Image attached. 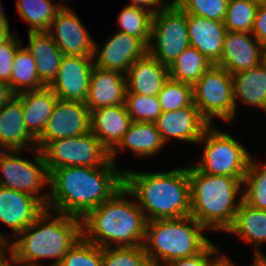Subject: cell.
<instances>
[{
	"instance_id": "cell-1",
	"label": "cell",
	"mask_w": 266,
	"mask_h": 266,
	"mask_svg": "<svg viewBox=\"0 0 266 266\" xmlns=\"http://www.w3.org/2000/svg\"><path fill=\"white\" fill-rule=\"evenodd\" d=\"M46 209L83 218L124 186V169L111 160L98 167H59L50 172Z\"/></svg>"
},
{
	"instance_id": "cell-2",
	"label": "cell",
	"mask_w": 266,
	"mask_h": 266,
	"mask_svg": "<svg viewBox=\"0 0 266 266\" xmlns=\"http://www.w3.org/2000/svg\"><path fill=\"white\" fill-rule=\"evenodd\" d=\"M124 186L135 198L147 221L190 215L188 166L151 173L125 169Z\"/></svg>"
},
{
	"instance_id": "cell-3",
	"label": "cell",
	"mask_w": 266,
	"mask_h": 266,
	"mask_svg": "<svg viewBox=\"0 0 266 266\" xmlns=\"http://www.w3.org/2000/svg\"><path fill=\"white\" fill-rule=\"evenodd\" d=\"M127 197L132 199L128 200ZM81 221L82 237L99 247L144 244L147 219L125 186L101 205L90 210Z\"/></svg>"
},
{
	"instance_id": "cell-4",
	"label": "cell",
	"mask_w": 266,
	"mask_h": 266,
	"mask_svg": "<svg viewBox=\"0 0 266 266\" xmlns=\"http://www.w3.org/2000/svg\"><path fill=\"white\" fill-rule=\"evenodd\" d=\"M81 237V218L45 209L8 243V249L23 266H43L38 260L44 259L57 266Z\"/></svg>"
},
{
	"instance_id": "cell-5",
	"label": "cell",
	"mask_w": 266,
	"mask_h": 266,
	"mask_svg": "<svg viewBox=\"0 0 266 266\" xmlns=\"http://www.w3.org/2000/svg\"><path fill=\"white\" fill-rule=\"evenodd\" d=\"M188 177L190 215L211 232H226L234 223L243 201L244 178L205 174L190 164Z\"/></svg>"
},
{
	"instance_id": "cell-6",
	"label": "cell",
	"mask_w": 266,
	"mask_h": 266,
	"mask_svg": "<svg viewBox=\"0 0 266 266\" xmlns=\"http://www.w3.org/2000/svg\"><path fill=\"white\" fill-rule=\"evenodd\" d=\"M206 231L191 215L147 221L143 246L152 266H165L202 252L211 243Z\"/></svg>"
},
{
	"instance_id": "cell-7",
	"label": "cell",
	"mask_w": 266,
	"mask_h": 266,
	"mask_svg": "<svg viewBox=\"0 0 266 266\" xmlns=\"http://www.w3.org/2000/svg\"><path fill=\"white\" fill-rule=\"evenodd\" d=\"M210 125L197 144H203L202 158L193 165L205 174L244 178L251 160V153L244 145Z\"/></svg>"
},
{
	"instance_id": "cell-8",
	"label": "cell",
	"mask_w": 266,
	"mask_h": 266,
	"mask_svg": "<svg viewBox=\"0 0 266 266\" xmlns=\"http://www.w3.org/2000/svg\"><path fill=\"white\" fill-rule=\"evenodd\" d=\"M48 172L59 167H98L110 161V151L90 131L55 141H36Z\"/></svg>"
},
{
	"instance_id": "cell-9",
	"label": "cell",
	"mask_w": 266,
	"mask_h": 266,
	"mask_svg": "<svg viewBox=\"0 0 266 266\" xmlns=\"http://www.w3.org/2000/svg\"><path fill=\"white\" fill-rule=\"evenodd\" d=\"M189 46L187 14L170 0L153 16L148 54L169 67Z\"/></svg>"
},
{
	"instance_id": "cell-10",
	"label": "cell",
	"mask_w": 266,
	"mask_h": 266,
	"mask_svg": "<svg viewBox=\"0 0 266 266\" xmlns=\"http://www.w3.org/2000/svg\"><path fill=\"white\" fill-rule=\"evenodd\" d=\"M35 153L31 161L20 157V150H3L0 154V186L21 191L38 197L45 205L49 191L42 192L48 187L50 173L48 172L43 155L39 148L31 150ZM42 192V194H41Z\"/></svg>"
},
{
	"instance_id": "cell-11",
	"label": "cell",
	"mask_w": 266,
	"mask_h": 266,
	"mask_svg": "<svg viewBox=\"0 0 266 266\" xmlns=\"http://www.w3.org/2000/svg\"><path fill=\"white\" fill-rule=\"evenodd\" d=\"M193 102L210 125L214 118L232 123L236 119L232 74L213 64L193 85Z\"/></svg>"
},
{
	"instance_id": "cell-12",
	"label": "cell",
	"mask_w": 266,
	"mask_h": 266,
	"mask_svg": "<svg viewBox=\"0 0 266 266\" xmlns=\"http://www.w3.org/2000/svg\"><path fill=\"white\" fill-rule=\"evenodd\" d=\"M48 32L63 55L93 57L95 40L72 7L58 11Z\"/></svg>"
},
{
	"instance_id": "cell-13",
	"label": "cell",
	"mask_w": 266,
	"mask_h": 266,
	"mask_svg": "<svg viewBox=\"0 0 266 266\" xmlns=\"http://www.w3.org/2000/svg\"><path fill=\"white\" fill-rule=\"evenodd\" d=\"M102 48L95 41L94 66L126 74L129 67L148 53V47L134 36L117 31Z\"/></svg>"
},
{
	"instance_id": "cell-14",
	"label": "cell",
	"mask_w": 266,
	"mask_h": 266,
	"mask_svg": "<svg viewBox=\"0 0 266 266\" xmlns=\"http://www.w3.org/2000/svg\"><path fill=\"white\" fill-rule=\"evenodd\" d=\"M91 112L84 102L57 100L45 130L36 141H55L90 132Z\"/></svg>"
},
{
	"instance_id": "cell-15",
	"label": "cell",
	"mask_w": 266,
	"mask_h": 266,
	"mask_svg": "<svg viewBox=\"0 0 266 266\" xmlns=\"http://www.w3.org/2000/svg\"><path fill=\"white\" fill-rule=\"evenodd\" d=\"M93 68V57L63 55L56 79L49 88L59 100L85 102Z\"/></svg>"
},
{
	"instance_id": "cell-16",
	"label": "cell",
	"mask_w": 266,
	"mask_h": 266,
	"mask_svg": "<svg viewBox=\"0 0 266 266\" xmlns=\"http://www.w3.org/2000/svg\"><path fill=\"white\" fill-rule=\"evenodd\" d=\"M45 209L46 205L38 197L0 186V222L12 231L11 240Z\"/></svg>"
},
{
	"instance_id": "cell-17",
	"label": "cell",
	"mask_w": 266,
	"mask_h": 266,
	"mask_svg": "<svg viewBox=\"0 0 266 266\" xmlns=\"http://www.w3.org/2000/svg\"><path fill=\"white\" fill-rule=\"evenodd\" d=\"M154 124L165 144L173 138L197 144L210 126L194 103L178 110L162 112Z\"/></svg>"
},
{
	"instance_id": "cell-18",
	"label": "cell",
	"mask_w": 266,
	"mask_h": 266,
	"mask_svg": "<svg viewBox=\"0 0 266 266\" xmlns=\"http://www.w3.org/2000/svg\"><path fill=\"white\" fill-rule=\"evenodd\" d=\"M262 43L251 33L227 30L220 60L215 64L230 74L259 66L263 62Z\"/></svg>"
},
{
	"instance_id": "cell-19",
	"label": "cell",
	"mask_w": 266,
	"mask_h": 266,
	"mask_svg": "<svg viewBox=\"0 0 266 266\" xmlns=\"http://www.w3.org/2000/svg\"><path fill=\"white\" fill-rule=\"evenodd\" d=\"M126 76L117 71L94 66L90 77L88 96L85 100L90 112L101 107L125 104Z\"/></svg>"
},
{
	"instance_id": "cell-20",
	"label": "cell",
	"mask_w": 266,
	"mask_h": 266,
	"mask_svg": "<svg viewBox=\"0 0 266 266\" xmlns=\"http://www.w3.org/2000/svg\"><path fill=\"white\" fill-rule=\"evenodd\" d=\"M126 94H141L158 97L169 78V68L148 53L136 60L125 74Z\"/></svg>"
},
{
	"instance_id": "cell-21",
	"label": "cell",
	"mask_w": 266,
	"mask_h": 266,
	"mask_svg": "<svg viewBox=\"0 0 266 266\" xmlns=\"http://www.w3.org/2000/svg\"><path fill=\"white\" fill-rule=\"evenodd\" d=\"M187 24L190 46L216 64L221 58L227 32L224 22L187 14Z\"/></svg>"
},
{
	"instance_id": "cell-22",
	"label": "cell",
	"mask_w": 266,
	"mask_h": 266,
	"mask_svg": "<svg viewBox=\"0 0 266 266\" xmlns=\"http://www.w3.org/2000/svg\"><path fill=\"white\" fill-rule=\"evenodd\" d=\"M131 122L125 104L101 107L91 112L90 131L111 152L122 140Z\"/></svg>"
},
{
	"instance_id": "cell-23",
	"label": "cell",
	"mask_w": 266,
	"mask_h": 266,
	"mask_svg": "<svg viewBox=\"0 0 266 266\" xmlns=\"http://www.w3.org/2000/svg\"><path fill=\"white\" fill-rule=\"evenodd\" d=\"M0 148L2 150H32L36 140L28 133L21 101L15 96L0 109Z\"/></svg>"
},
{
	"instance_id": "cell-24",
	"label": "cell",
	"mask_w": 266,
	"mask_h": 266,
	"mask_svg": "<svg viewBox=\"0 0 266 266\" xmlns=\"http://www.w3.org/2000/svg\"><path fill=\"white\" fill-rule=\"evenodd\" d=\"M165 145L154 123L132 121L122 140L110 152V160L116 164L118 152H123L126 149L141 158H151L162 152Z\"/></svg>"
},
{
	"instance_id": "cell-25",
	"label": "cell",
	"mask_w": 266,
	"mask_h": 266,
	"mask_svg": "<svg viewBox=\"0 0 266 266\" xmlns=\"http://www.w3.org/2000/svg\"><path fill=\"white\" fill-rule=\"evenodd\" d=\"M16 97L21 101L26 129L37 140L45 130L58 97L49 87L24 91L16 94Z\"/></svg>"
},
{
	"instance_id": "cell-26",
	"label": "cell",
	"mask_w": 266,
	"mask_h": 266,
	"mask_svg": "<svg viewBox=\"0 0 266 266\" xmlns=\"http://www.w3.org/2000/svg\"><path fill=\"white\" fill-rule=\"evenodd\" d=\"M233 98L235 117L238 110V99L242 105L261 109L266 112V62L259 66L242 70L233 75Z\"/></svg>"
},
{
	"instance_id": "cell-27",
	"label": "cell",
	"mask_w": 266,
	"mask_h": 266,
	"mask_svg": "<svg viewBox=\"0 0 266 266\" xmlns=\"http://www.w3.org/2000/svg\"><path fill=\"white\" fill-rule=\"evenodd\" d=\"M27 33L29 43L25 47L35 59L38 77L49 87L56 79L63 53L48 31Z\"/></svg>"
},
{
	"instance_id": "cell-28",
	"label": "cell",
	"mask_w": 266,
	"mask_h": 266,
	"mask_svg": "<svg viewBox=\"0 0 266 266\" xmlns=\"http://www.w3.org/2000/svg\"><path fill=\"white\" fill-rule=\"evenodd\" d=\"M226 233H234L244 242L252 244L255 255L265 254L259 247L266 243V210L250 207L242 201L234 223Z\"/></svg>"
},
{
	"instance_id": "cell-29",
	"label": "cell",
	"mask_w": 266,
	"mask_h": 266,
	"mask_svg": "<svg viewBox=\"0 0 266 266\" xmlns=\"http://www.w3.org/2000/svg\"><path fill=\"white\" fill-rule=\"evenodd\" d=\"M12 67L8 83L16 94L46 87L38 77L35 59L26 47L21 46L17 50Z\"/></svg>"
},
{
	"instance_id": "cell-30",
	"label": "cell",
	"mask_w": 266,
	"mask_h": 266,
	"mask_svg": "<svg viewBox=\"0 0 266 266\" xmlns=\"http://www.w3.org/2000/svg\"><path fill=\"white\" fill-rule=\"evenodd\" d=\"M212 65L197 48L189 46L168 67L169 77L194 85Z\"/></svg>"
},
{
	"instance_id": "cell-31",
	"label": "cell",
	"mask_w": 266,
	"mask_h": 266,
	"mask_svg": "<svg viewBox=\"0 0 266 266\" xmlns=\"http://www.w3.org/2000/svg\"><path fill=\"white\" fill-rule=\"evenodd\" d=\"M53 0H17L16 9L24 23L30 25L28 32L48 31L60 10Z\"/></svg>"
},
{
	"instance_id": "cell-32",
	"label": "cell",
	"mask_w": 266,
	"mask_h": 266,
	"mask_svg": "<svg viewBox=\"0 0 266 266\" xmlns=\"http://www.w3.org/2000/svg\"><path fill=\"white\" fill-rule=\"evenodd\" d=\"M243 201L250 207L266 210V161L252 158L243 179Z\"/></svg>"
},
{
	"instance_id": "cell-33",
	"label": "cell",
	"mask_w": 266,
	"mask_h": 266,
	"mask_svg": "<svg viewBox=\"0 0 266 266\" xmlns=\"http://www.w3.org/2000/svg\"><path fill=\"white\" fill-rule=\"evenodd\" d=\"M123 7L117 16L118 31L139 38L148 47L153 15L128 4Z\"/></svg>"
},
{
	"instance_id": "cell-34",
	"label": "cell",
	"mask_w": 266,
	"mask_h": 266,
	"mask_svg": "<svg viewBox=\"0 0 266 266\" xmlns=\"http://www.w3.org/2000/svg\"><path fill=\"white\" fill-rule=\"evenodd\" d=\"M258 5L251 0H229L224 25L227 30L251 33Z\"/></svg>"
},
{
	"instance_id": "cell-35",
	"label": "cell",
	"mask_w": 266,
	"mask_h": 266,
	"mask_svg": "<svg viewBox=\"0 0 266 266\" xmlns=\"http://www.w3.org/2000/svg\"><path fill=\"white\" fill-rule=\"evenodd\" d=\"M162 112L174 111L193 102V85L168 78L158 94Z\"/></svg>"
},
{
	"instance_id": "cell-36",
	"label": "cell",
	"mask_w": 266,
	"mask_h": 266,
	"mask_svg": "<svg viewBox=\"0 0 266 266\" xmlns=\"http://www.w3.org/2000/svg\"><path fill=\"white\" fill-rule=\"evenodd\" d=\"M102 266H152L141 246L103 248Z\"/></svg>"
},
{
	"instance_id": "cell-37",
	"label": "cell",
	"mask_w": 266,
	"mask_h": 266,
	"mask_svg": "<svg viewBox=\"0 0 266 266\" xmlns=\"http://www.w3.org/2000/svg\"><path fill=\"white\" fill-rule=\"evenodd\" d=\"M125 106L134 122L154 123L162 109L158 97L141 94H126Z\"/></svg>"
},
{
	"instance_id": "cell-38",
	"label": "cell",
	"mask_w": 266,
	"mask_h": 266,
	"mask_svg": "<svg viewBox=\"0 0 266 266\" xmlns=\"http://www.w3.org/2000/svg\"><path fill=\"white\" fill-rule=\"evenodd\" d=\"M102 258L103 248L81 237L57 266H102Z\"/></svg>"
},
{
	"instance_id": "cell-39",
	"label": "cell",
	"mask_w": 266,
	"mask_h": 266,
	"mask_svg": "<svg viewBox=\"0 0 266 266\" xmlns=\"http://www.w3.org/2000/svg\"><path fill=\"white\" fill-rule=\"evenodd\" d=\"M186 14L224 22L229 0H173Z\"/></svg>"
},
{
	"instance_id": "cell-40",
	"label": "cell",
	"mask_w": 266,
	"mask_h": 266,
	"mask_svg": "<svg viewBox=\"0 0 266 266\" xmlns=\"http://www.w3.org/2000/svg\"><path fill=\"white\" fill-rule=\"evenodd\" d=\"M220 248L211 242L202 252L188 258L175 259L165 266H215L224 254H219Z\"/></svg>"
},
{
	"instance_id": "cell-41",
	"label": "cell",
	"mask_w": 266,
	"mask_h": 266,
	"mask_svg": "<svg viewBox=\"0 0 266 266\" xmlns=\"http://www.w3.org/2000/svg\"><path fill=\"white\" fill-rule=\"evenodd\" d=\"M16 32L4 43L0 44V80L9 82L12 73V64L17 50L22 46Z\"/></svg>"
},
{
	"instance_id": "cell-42",
	"label": "cell",
	"mask_w": 266,
	"mask_h": 266,
	"mask_svg": "<svg viewBox=\"0 0 266 266\" xmlns=\"http://www.w3.org/2000/svg\"><path fill=\"white\" fill-rule=\"evenodd\" d=\"M251 34L260 43L266 40V4L258 6Z\"/></svg>"
},
{
	"instance_id": "cell-43",
	"label": "cell",
	"mask_w": 266,
	"mask_h": 266,
	"mask_svg": "<svg viewBox=\"0 0 266 266\" xmlns=\"http://www.w3.org/2000/svg\"><path fill=\"white\" fill-rule=\"evenodd\" d=\"M128 5L135 6L151 13L153 16L161 11L170 1L168 0H130Z\"/></svg>"
},
{
	"instance_id": "cell-44",
	"label": "cell",
	"mask_w": 266,
	"mask_h": 266,
	"mask_svg": "<svg viewBox=\"0 0 266 266\" xmlns=\"http://www.w3.org/2000/svg\"><path fill=\"white\" fill-rule=\"evenodd\" d=\"M15 96L16 93L13 91L10 84L6 81L0 80V109Z\"/></svg>"
},
{
	"instance_id": "cell-45",
	"label": "cell",
	"mask_w": 266,
	"mask_h": 266,
	"mask_svg": "<svg viewBox=\"0 0 266 266\" xmlns=\"http://www.w3.org/2000/svg\"><path fill=\"white\" fill-rule=\"evenodd\" d=\"M0 266H23V265L15 258L13 253L8 249L2 255H0Z\"/></svg>"
},
{
	"instance_id": "cell-46",
	"label": "cell",
	"mask_w": 266,
	"mask_h": 266,
	"mask_svg": "<svg viewBox=\"0 0 266 266\" xmlns=\"http://www.w3.org/2000/svg\"><path fill=\"white\" fill-rule=\"evenodd\" d=\"M16 31H10L9 23L0 21V44L7 41Z\"/></svg>"
},
{
	"instance_id": "cell-47",
	"label": "cell",
	"mask_w": 266,
	"mask_h": 266,
	"mask_svg": "<svg viewBox=\"0 0 266 266\" xmlns=\"http://www.w3.org/2000/svg\"><path fill=\"white\" fill-rule=\"evenodd\" d=\"M11 241L10 234H5L0 231V255L8 250V243Z\"/></svg>"
},
{
	"instance_id": "cell-48",
	"label": "cell",
	"mask_w": 266,
	"mask_h": 266,
	"mask_svg": "<svg viewBox=\"0 0 266 266\" xmlns=\"http://www.w3.org/2000/svg\"><path fill=\"white\" fill-rule=\"evenodd\" d=\"M253 262L250 266H266V255L265 254H259L255 255L253 254Z\"/></svg>"
},
{
	"instance_id": "cell-49",
	"label": "cell",
	"mask_w": 266,
	"mask_h": 266,
	"mask_svg": "<svg viewBox=\"0 0 266 266\" xmlns=\"http://www.w3.org/2000/svg\"><path fill=\"white\" fill-rule=\"evenodd\" d=\"M215 266H237V264L232 262L227 255H224V257Z\"/></svg>"
},
{
	"instance_id": "cell-50",
	"label": "cell",
	"mask_w": 266,
	"mask_h": 266,
	"mask_svg": "<svg viewBox=\"0 0 266 266\" xmlns=\"http://www.w3.org/2000/svg\"><path fill=\"white\" fill-rule=\"evenodd\" d=\"M3 5L2 2L0 0V21L4 22V23H9L6 14L3 11Z\"/></svg>"
},
{
	"instance_id": "cell-51",
	"label": "cell",
	"mask_w": 266,
	"mask_h": 266,
	"mask_svg": "<svg viewBox=\"0 0 266 266\" xmlns=\"http://www.w3.org/2000/svg\"><path fill=\"white\" fill-rule=\"evenodd\" d=\"M53 1H55V0H53ZM57 2L58 1H62V3L60 2V3H56V4H58V7L60 8V9H70V7H68L67 6V4L66 5H64L63 3H65V2H69L70 0H56ZM64 1V2H63ZM72 1H74V0H71V2Z\"/></svg>"
},
{
	"instance_id": "cell-52",
	"label": "cell",
	"mask_w": 266,
	"mask_h": 266,
	"mask_svg": "<svg viewBox=\"0 0 266 266\" xmlns=\"http://www.w3.org/2000/svg\"><path fill=\"white\" fill-rule=\"evenodd\" d=\"M262 55H263V60L266 62V40L262 42Z\"/></svg>"
},
{
	"instance_id": "cell-53",
	"label": "cell",
	"mask_w": 266,
	"mask_h": 266,
	"mask_svg": "<svg viewBox=\"0 0 266 266\" xmlns=\"http://www.w3.org/2000/svg\"><path fill=\"white\" fill-rule=\"evenodd\" d=\"M251 1L257 4L258 6L266 4V0H251Z\"/></svg>"
}]
</instances>
